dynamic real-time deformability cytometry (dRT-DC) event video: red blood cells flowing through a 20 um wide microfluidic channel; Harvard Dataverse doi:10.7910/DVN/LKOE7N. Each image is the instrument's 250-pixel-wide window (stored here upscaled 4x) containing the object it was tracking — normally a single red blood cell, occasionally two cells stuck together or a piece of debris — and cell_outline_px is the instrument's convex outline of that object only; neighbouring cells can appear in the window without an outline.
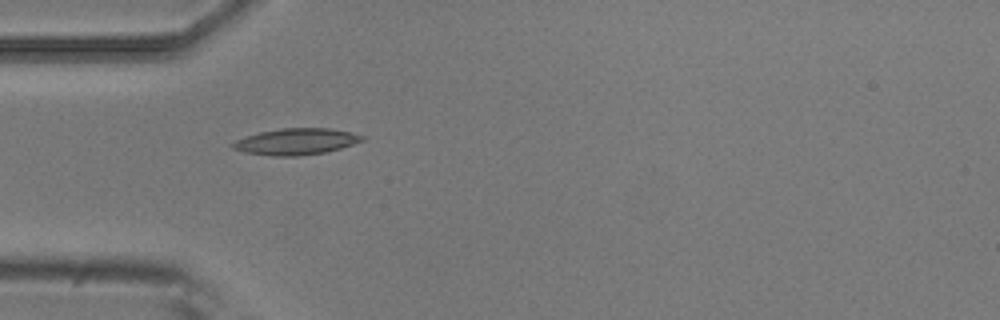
{"species": "common noctule bat (a hibernating species)", "species_latin": "Nyctalus noctula", "temperature_condition": "room temperature", "stored_images_in_passage": 2, "camera_frame_rate_fps": 3000, "um_per_image_px": 0.085, "animal": {"sex": "male", "body_mass_g": 20.5, "forearm_length_mm": 52.5}, "frame": {"image": 1, "passage_image": 1, "time_ms": 0.0, "image_size_px": [1000, 320], "cell_outline_px": [[368, 136], [364, 140], [340, 148], [324, 152], [296, 156], [272, 156], [244, 152], [232, 148], [228, 144], [236, 140], [260, 132], [280, 128], [328, 128], [352, 132]], "centroid_in_image_um": [25.17, 12.03], "position_along_channel_um": 59.8, "area_um2": 19.88}}
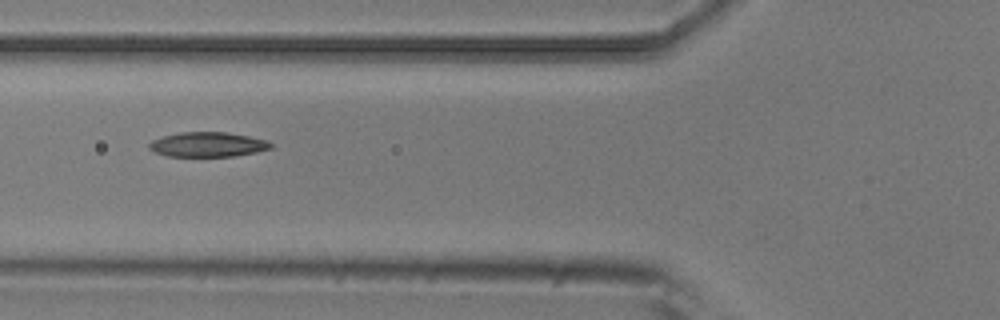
{"frame": {"image": 2, "passage_image": 2, "time_ms": 0.333, "image_size_px": [1000, 320], "cell_outline_px": [[272, 148], [256, 152], [232, 156], [168, 156], [156, 152], [148, 148], [148, 144], [152, 140], [164, 136], [180, 132], [228, 132], [268, 140], [272, 144]], "centroid_in_image_um": [17.67, 12.27], "position_along_channel_um": 108.1, "area_um2": 17.46}}